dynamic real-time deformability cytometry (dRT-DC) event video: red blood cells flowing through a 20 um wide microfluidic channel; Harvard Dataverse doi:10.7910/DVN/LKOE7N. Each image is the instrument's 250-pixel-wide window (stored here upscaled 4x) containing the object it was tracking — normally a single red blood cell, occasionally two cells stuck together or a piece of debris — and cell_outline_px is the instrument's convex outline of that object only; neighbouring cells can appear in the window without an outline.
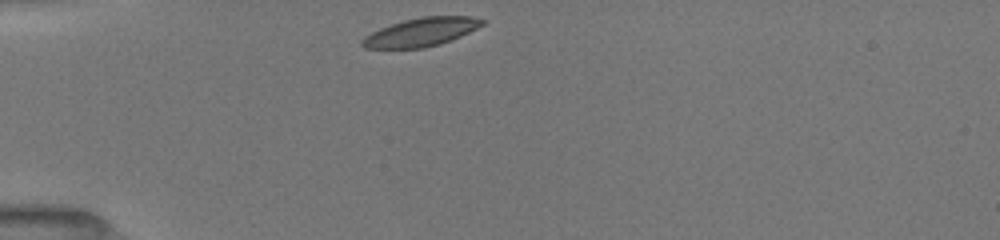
{"species": "common noctule bat (a hibernating species)", "species_latin": "Nyctalus noctula", "temperature_condition": "room temperature", "stored_images_in_passage": 33, "camera_frame_rate_fps": 3000, "um_per_image_px": 0.085, "animal": {"sex": "female", "body_mass_g": 19.5, "forearm_length_mm": 54.1}, "frame": {"image": 1, "passage_image": 1, "time_ms": 0.0, "image_size_px": [1000, 240], "cell_outline_px": [[488, 20], [484, 24], [460, 36], [440, 44], [424, 48], [364, 48], [360, 44], [360, 40], [364, 36], [380, 28], [404, 20], [424, 16], [472, 16]], "centroid_in_image_um": [35.8, 2.72], "position_along_channel_um": 49.2, "area_um2": 19.88}}
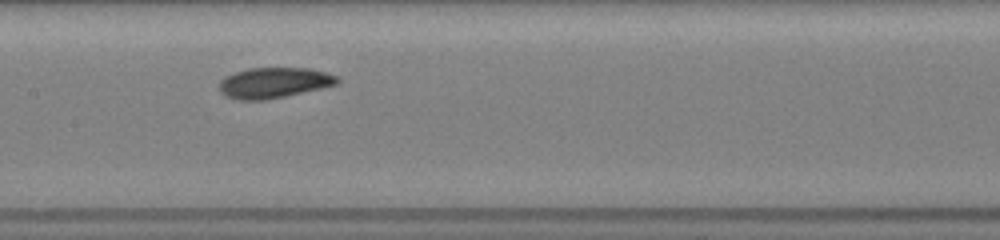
{"frame": {"image": 2, "passage_image": 13, "time_ms": 4.0, "image_size_px": [1000, 240], "cell_outline_px": [[340, 80], [336, 84], [320, 88], [284, 96], [264, 100], [236, 100], [224, 96], [220, 92], [220, 80], [224, 76], [248, 68], [308, 68], [328, 72], [336, 76]], "centroid_in_image_um": [23.24, 7.03], "position_along_channel_um": 184.2, "area_um2": 20.98}}
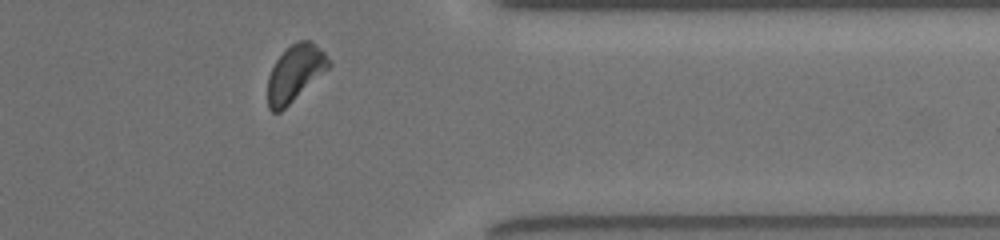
{"frame": {"image": 3, "passage_image": 29, "time_ms": 9.333, "image_size_px": [1000, 240], "cell_outline_px": [[332, 64], [328, 68], [280, 112], [272, 112], [268, 108], [268, 76], [276, 60], [296, 40], [312, 40], [332, 60]], "centroid_in_image_um": [25.09, 6.19], "position_along_channel_um": 386.3, "area_um2": 19.77}, "authors_computed_cell_mechanics": {"area_um2": 20.6924, "velocity_mm_per_s": 3.9566, "shape_relaxation_time_tau1_ms": 2.4876, "shape_relaxation_time_tau2_ms": 4.681, "deformation_change_tau1": 0.1131, "deformation_change_tau2": 0.1057}}